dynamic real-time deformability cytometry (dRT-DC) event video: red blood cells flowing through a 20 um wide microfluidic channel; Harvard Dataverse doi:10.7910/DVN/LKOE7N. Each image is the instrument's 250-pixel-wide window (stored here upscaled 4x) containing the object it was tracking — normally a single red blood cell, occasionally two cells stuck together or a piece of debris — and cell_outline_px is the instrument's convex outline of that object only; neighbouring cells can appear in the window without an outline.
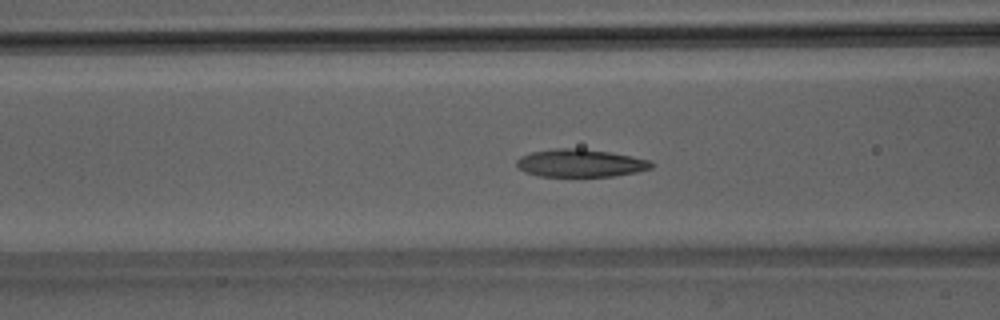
{"species": "Egyptian fruit bat (a non-hibernating species)", "species_latin": "Rousettus aegyptiacus", "temperature_condition": "room temperature", "stored_images_in_passage": 50, "camera_frame_rate_fps": 3000, "um_per_image_px": 0.085, "animal": {"sex": "male"}, "frame": {"image": 1, "passage_image": 20, "time_ms": 6.333, "image_size_px": [1000, 320], "cell_outline_px": [[652, 168], [636, 172], [616, 176], [540, 176], [524, 172], [516, 168], [516, 160], [520, 156], [532, 152], [556, 148], [584, 148], [632, 156], [652, 160]], "centroid_in_image_um": [49.31, 13.86], "position_along_channel_um": 117.3, "area_um2": 21.96}}
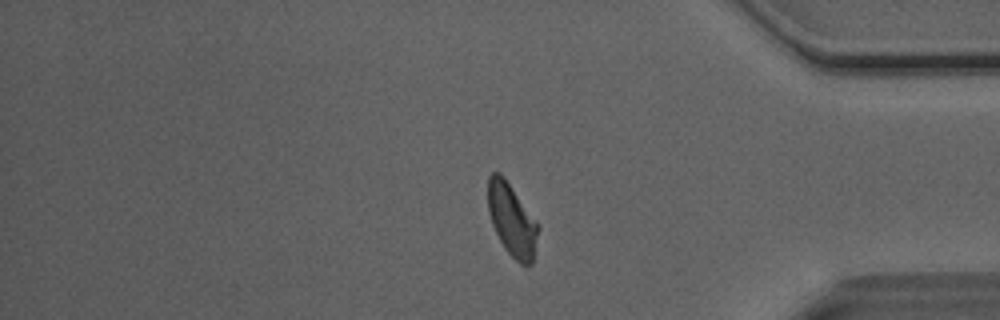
{"frame": {"image": 2, "passage_image": 42, "time_ms": 13.667, "image_size_px": [1000, 320], "cell_outline_px": [[540, 228], [532, 264], [520, 264], [504, 248], [492, 224], [488, 212], [488, 176], [492, 172], [500, 172], [504, 176], [540, 224]], "centroid_in_image_um": [43.53, 18.67], "position_along_channel_um": 391.7, "area_um2": 21.44}}
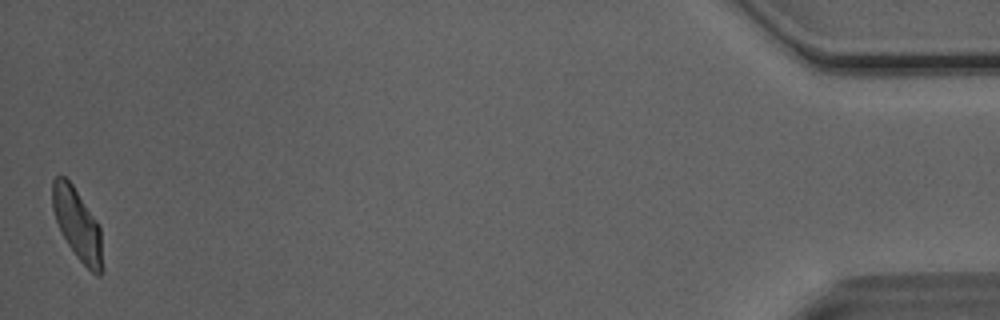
{"frame": {"image": 3, "passage_image": 50, "time_ms": 16.333, "image_size_px": [1000, 320], "cell_outline_px": [[104, 268], [100, 276], [96, 276], [76, 256], [60, 232], [52, 208], [52, 180], [56, 176], [64, 176], [72, 184], [96, 220], [100, 228]], "centroid_in_image_um": [6.58, 19.1], "position_along_channel_um": 428.6, "area_um2": 20.81}, "authors_computed_cell_mechanics": {"area_um2": 21.8773, "velocity_mm_per_s": 4.0502, "shape_relaxation_time_tau1_ms": 4.0233, "shape_relaxation_time_tau2_ms": 1.8975, "deformation_change_tau1": 0.1514, "deformation_change_tau2": 0.0845}}